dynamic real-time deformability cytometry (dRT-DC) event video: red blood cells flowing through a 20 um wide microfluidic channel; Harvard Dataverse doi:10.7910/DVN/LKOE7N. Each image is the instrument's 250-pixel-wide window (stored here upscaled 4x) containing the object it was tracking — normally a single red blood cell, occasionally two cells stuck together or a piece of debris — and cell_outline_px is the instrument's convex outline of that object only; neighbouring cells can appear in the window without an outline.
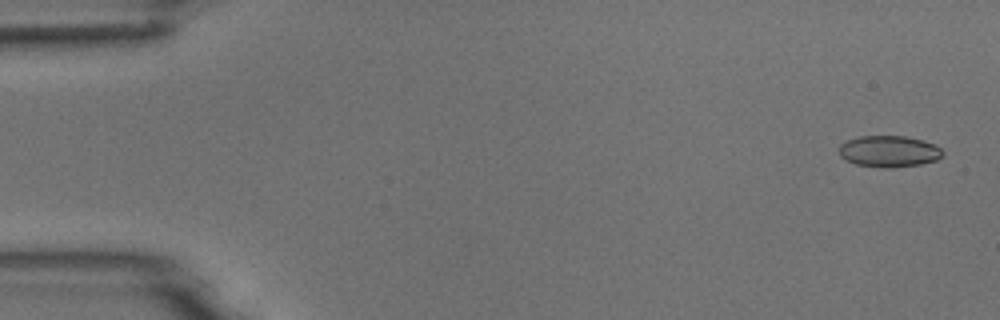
{"species": "common noctule bat (a hibernating species)", "species_latin": "Nyctalus noctula", "temperature_condition": "room temperature", "stored_images_in_passage": 9, "camera_frame_rate_fps": 3000, "um_per_image_px": 0.085, "animal": {"sex": "male", "body_mass_g": 18.8}, "frame": {"image": 1, "passage_image": 1, "time_ms": 0.0, "image_size_px": [1000, 320], "cell_outline_px": [[944, 156], [936, 160], [920, 164], [892, 168], [880, 168], [856, 164], [840, 156], [840, 144], [848, 140], [860, 136], [904, 136], [936, 144], [944, 152]], "centroid_in_image_um": [75.6, 12.87], "position_along_channel_um": 9.4, "area_um2": 18.96}}
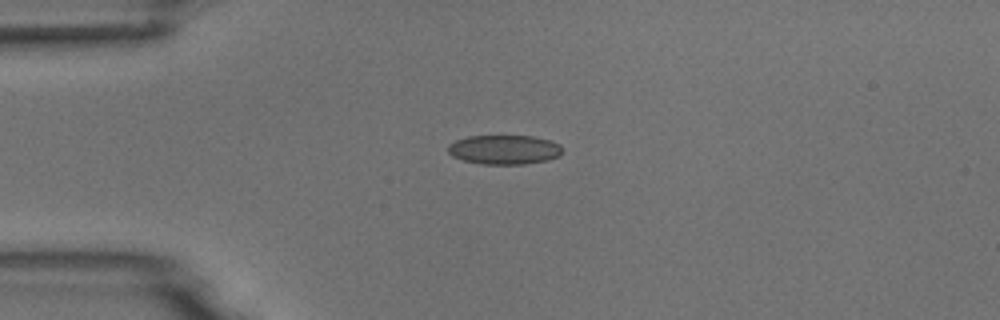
{"frame": {"image": 2, "passage_image": 4, "time_ms": 3.667, "image_size_px": [1000, 320], "cell_outline_px": [[560, 156], [548, 160], [524, 164], [480, 164], [464, 160], [452, 156], [448, 152], [448, 144], [456, 140], [468, 136], [532, 136], [548, 140], [560, 144]], "centroid_in_image_um": [42.84, 12.72], "position_along_channel_um": 42.2, "area_um2": 19.48}}